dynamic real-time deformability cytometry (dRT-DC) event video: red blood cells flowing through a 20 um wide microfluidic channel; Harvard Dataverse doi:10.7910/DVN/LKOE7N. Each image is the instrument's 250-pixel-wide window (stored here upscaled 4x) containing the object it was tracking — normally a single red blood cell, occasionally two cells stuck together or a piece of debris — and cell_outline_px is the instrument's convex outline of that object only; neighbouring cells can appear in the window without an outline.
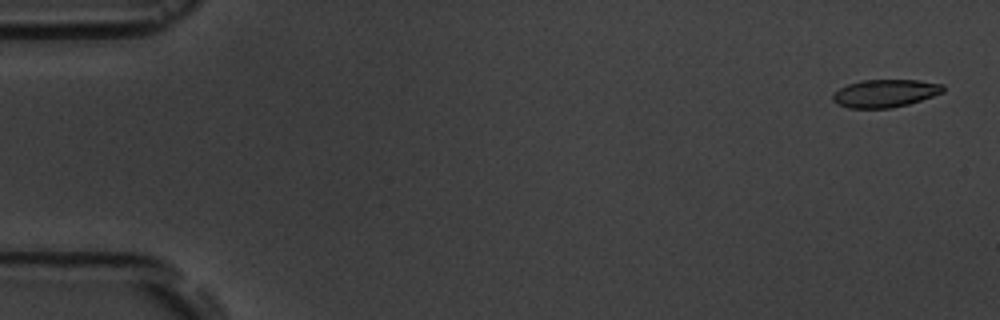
{"species": "common noctule bat (a hibernating species)", "species_latin": "Nyctalus noctula", "temperature_condition": "room temperature", "stored_images_in_passage": 5, "camera_frame_rate_fps": 3000, "um_per_image_px": 0.085, "animal": {"sex": "male", "body_mass_g": 19.5, "forearm_length_mm": 54.6}, "frame": {"image": 1, "passage_image": 1, "time_ms": 0.0, "image_size_px": [1000, 320], "cell_outline_px": [[944, 92], [908, 104], [892, 108], [848, 108], [836, 104], [832, 100], [832, 96], [840, 88], [848, 84], [860, 80], [916, 80], [944, 84]], "centroid_in_image_um": [75.22, 7.93], "position_along_channel_um": 9.8, "area_um2": 17.86}}